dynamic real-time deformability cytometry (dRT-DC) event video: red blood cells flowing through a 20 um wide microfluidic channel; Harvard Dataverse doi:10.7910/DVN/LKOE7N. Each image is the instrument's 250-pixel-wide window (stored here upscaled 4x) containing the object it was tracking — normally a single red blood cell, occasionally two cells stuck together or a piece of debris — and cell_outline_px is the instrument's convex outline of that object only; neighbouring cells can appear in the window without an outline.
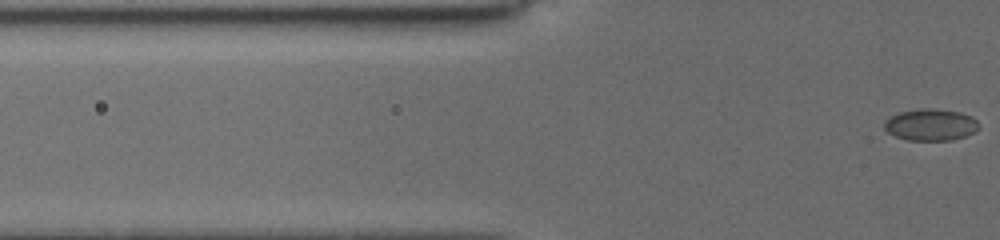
{"species": "common noctule bat (a hibernating species)", "species_latin": "Nyctalus noctula", "temperature_condition": "cold", "stored_images_in_passage": 16, "camera_frame_rate_fps": 3000, "um_per_image_px": 0.085, "animal": {"sex": "female", "body_mass_g": 19.5, "forearm_length_mm": 54.1}, "frame": {"image": 1, "passage_image": 16, "time_ms": 7.333, "image_size_px": [1000, 240], "cell_outline_px": [[980, 128], [964, 136], [952, 140], [908, 140], [896, 136], [888, 132], [884, 128], [884, 120], [900, 112], [920, 108], [936, 108], [960, 112], [972, 116], [980, 124]], "centroid_in_image_um": [79.12, 10.59], "position_along_channel_um": 46.7, "area_um2": 17.51}}